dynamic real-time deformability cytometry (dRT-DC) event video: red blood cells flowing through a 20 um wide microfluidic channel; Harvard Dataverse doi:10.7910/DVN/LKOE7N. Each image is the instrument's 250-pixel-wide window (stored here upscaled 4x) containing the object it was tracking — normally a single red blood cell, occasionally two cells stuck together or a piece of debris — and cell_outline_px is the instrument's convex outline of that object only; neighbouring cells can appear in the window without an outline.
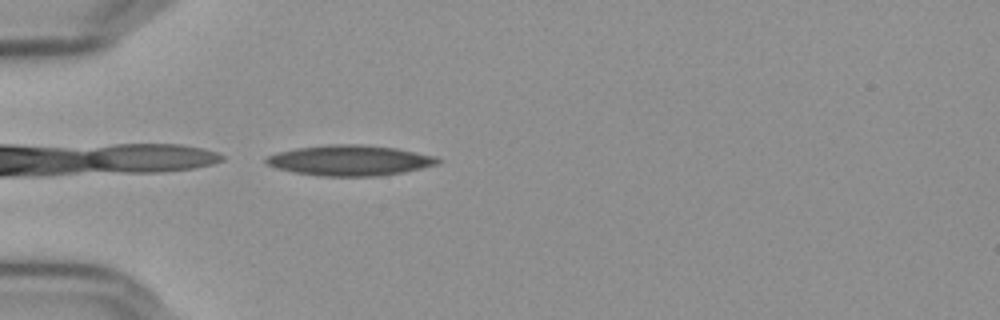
{"species": "Egyptian fruit bat (a non-hibernating species)", "species_latin": "Rousettus aegyptiacus", "temperature_condition": "cold", "stored_images_in_passage": 40, "camera_frame_rate_fps": 3000, "um_per_image_px": 0.085, "frame": {"image": 1, "passage_image": 1, "time_ms": 0.0, "image_size_px": [1000, 320], "cell_outline_px": [[444, 160], [440, 164], [400, 172], [376, 176], [320, 176], [292, 172], [276, 168], [264, 164], [264, 160], [268, 156], [280, 152], [296, 148], [328, 144], [356, 144], [396, 148], [436, 156]], "centroid_in_image_um": [29.73, 13.63], "position_along_channel_um": 55.3, "area_um2": 30.46}}
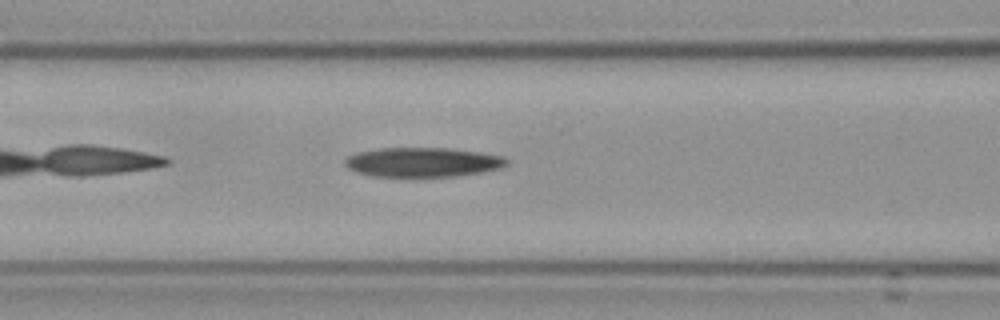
{"frame": {"image": 2, "passage_image": 8, "time_ms": 2.333, "image_size_px": [1000, 320], "cell_outline_px": [[508, 164], [500, 168], [480, 172], [456, 176], [372, 176], [356, 172], [348, 168], [344, 164], [344, 160], [348, 156], [356, 152], [380, 148], [452, 148], [480, 152], [504, 156], [508, 160]], "centroid_in_image_um": [35.92, 13.77], "position_along_channel_um": 130.7, "area_um2": 27.8}}
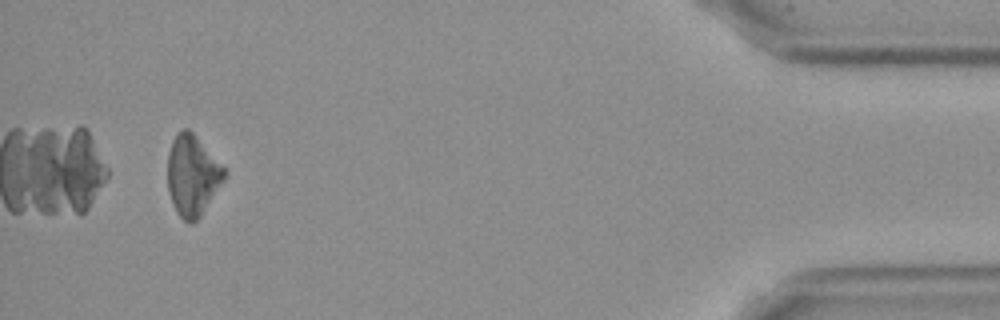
{"frame": {"image": 3, "passage_image": 37, "time_ms": 12.0, "image_size_px": [1000, 320], "cell_outline_px": [[228, 176], [200, 216], [192, 224], [188, 224], [176, 212], [168, 192], [168, 152], [172, 140], [176, 132], [184, 128], [188, 128], [196, 136], [228, 172]], "centroid_in_image_um": [16.36, 14.91], "position_along_channel_um": 418.8, "area_um2": 26.82}, "authors_computed_cell_mechanics": {"area_um2": 28.0041, "velocity_mm_per_s": 3.6565, "shape_relaxation_time_tau1_ms": 8.045, "shape_relaxation_time_tau2_ms": null, "deformation_change_tau1": 0.1476, "deformation_change_tau2": null}}